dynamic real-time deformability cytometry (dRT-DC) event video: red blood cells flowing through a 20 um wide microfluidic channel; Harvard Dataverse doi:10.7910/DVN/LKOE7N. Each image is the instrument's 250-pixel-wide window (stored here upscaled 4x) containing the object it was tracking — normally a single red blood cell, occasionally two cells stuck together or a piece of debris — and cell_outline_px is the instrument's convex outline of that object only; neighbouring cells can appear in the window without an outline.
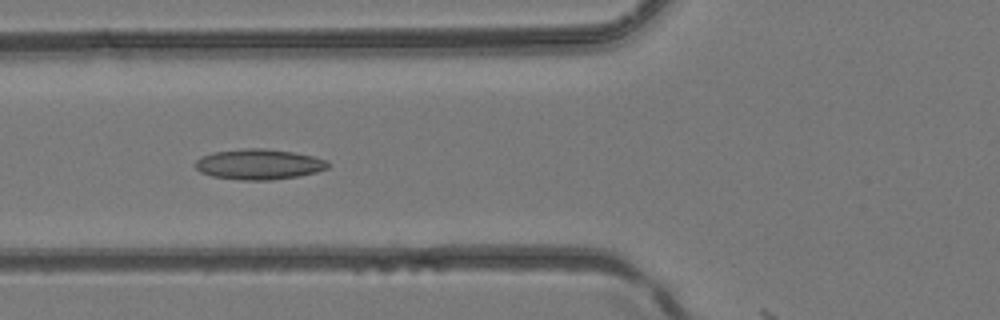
{"species": "common noctule bat (a hibernating species)", "species_latin": "Nyctalus noctula", "temperature_condition": "room temperature", "stored_images_in_passage": 5, "camera_frame_rate_fps": 3000, "um_per_image_px": 0.085, "animal": {"sex": "female", "body_mass_g": 24.6, "forearm_length_mm": 56.2}, "frame": {"image": 1, "passage_image": 4, "time_ms": 1.0, "image_size_px": [1000, 320], "cell_outline_px": [[332, 164], [328, 168], [316, 172], [296, 176], [272, 180], [240, 180], [212, 176], [200, 172], [192, 164], [200, 156], [212, 152], [244, 148], [264, 148], [292, 152], [312, 156], [328, 160]], "centroid_in_image_um": [21.98, 13.96], "position_along_channel_um": 103.8, "area_um2": 23.76}}